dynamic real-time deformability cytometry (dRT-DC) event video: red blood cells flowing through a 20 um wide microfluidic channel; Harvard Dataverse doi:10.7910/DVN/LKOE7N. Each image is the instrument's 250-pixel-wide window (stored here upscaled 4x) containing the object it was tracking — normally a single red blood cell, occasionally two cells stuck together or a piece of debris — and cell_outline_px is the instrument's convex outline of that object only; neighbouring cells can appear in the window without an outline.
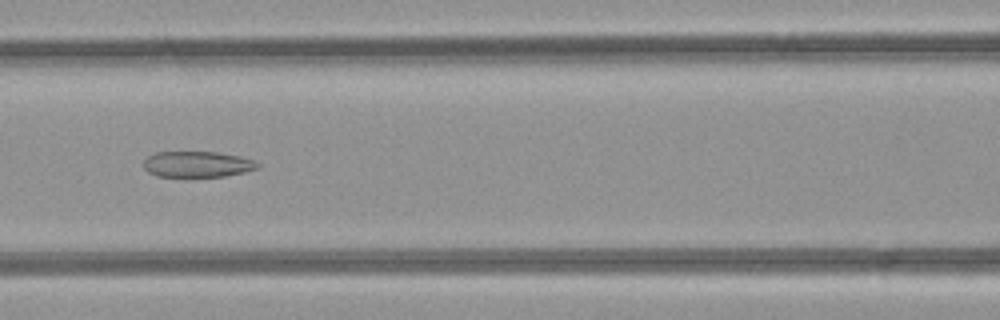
{"species": "common noctule bat (a hibernating species)", "species_latin": "Nyctalus noctula", "temperature_condition": "room temperature", "stored_images_in_passage": 48, "camera_frame_rate_fps": 3000, "um_per_image_px": 0.085, "animal": {"sex": "female", "body_mass_g": 21.9}, "frame": {"image": 1, "passage_image": 21, "time_ms": 6.667, "image_size_px": [1000, 320], "cell_outline_px": [[260, 168], [244, 172], [224, 176], [156, 176], [148, 172], [144, 168], [144, 160], [148, 156], [156, 152], [216, 152], [240, 156], [256, 160], [260, 164]], "centroid_in_image_um": [16.81, 13.95], "position_along_channel_um": 149.8, "area_um2": 17.22}}
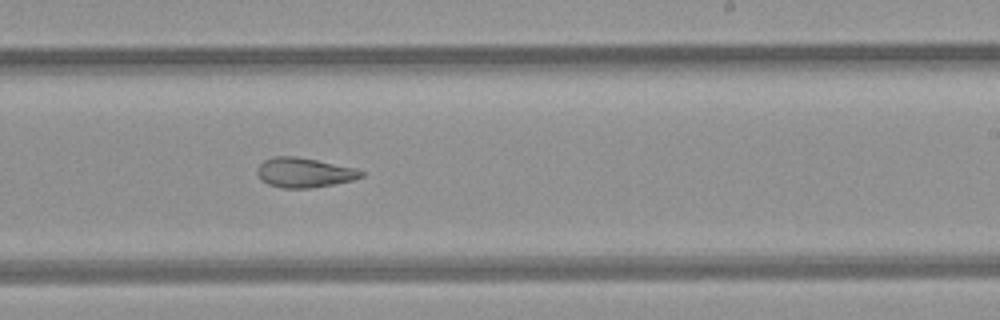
{"frame": {"image": 2, "passage_image": 29, "time_ms": 9.333, "image_size_px": [1000, 320], "cell_outline_px": [[364, 176], [352, 180], [312, 188], [284, 188], [268, 184], [260, 180], [256, 172], [256, 168], [264, 160], [272, 156], [296, 156], [356, 168], [364, 172]], "centroid_in_image_um": [25.82, 14.66], "position_along_channel_um": 263.2, "area_um2": 18.03}}
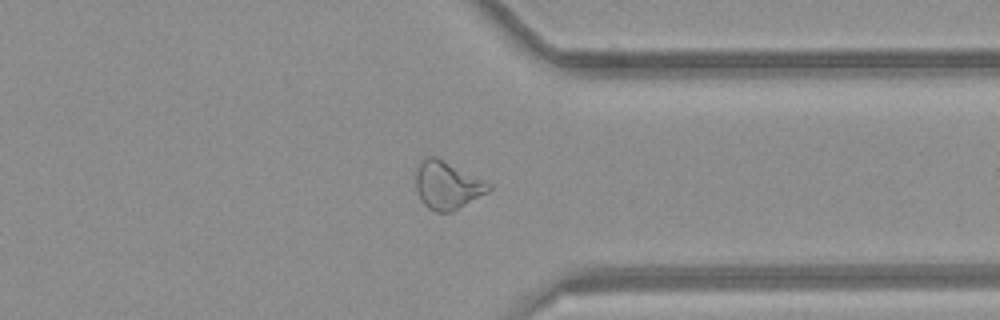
{"frame": {"image": 3, "passage_image": 37, "time_ms": 12.0, "image_size_px": [1000, 320], "cell_outline_px": [[492, 188], [488, 192], [452, 212], [436, 212], [428, 208], [420, 200], [416, 188], [416, 168], [420, 160], [424, 156], [436, 156], [492, 184]], "centroid_in_image_um": [37.99, 15.73], "position_along_channel_um": 373.4, "area_um2": 20.46}, "authors_computed_cell_mechanics": {"area_um2": 22.3686, "velocity_mm_per_s": 4.274, "shape_relaxation_time_tau1_ms": null, "shape_relaxation_time_tau2_ms": 2.9096, "deformation_change_tau1": null, "deformation_change_tau2": 0.1147}}